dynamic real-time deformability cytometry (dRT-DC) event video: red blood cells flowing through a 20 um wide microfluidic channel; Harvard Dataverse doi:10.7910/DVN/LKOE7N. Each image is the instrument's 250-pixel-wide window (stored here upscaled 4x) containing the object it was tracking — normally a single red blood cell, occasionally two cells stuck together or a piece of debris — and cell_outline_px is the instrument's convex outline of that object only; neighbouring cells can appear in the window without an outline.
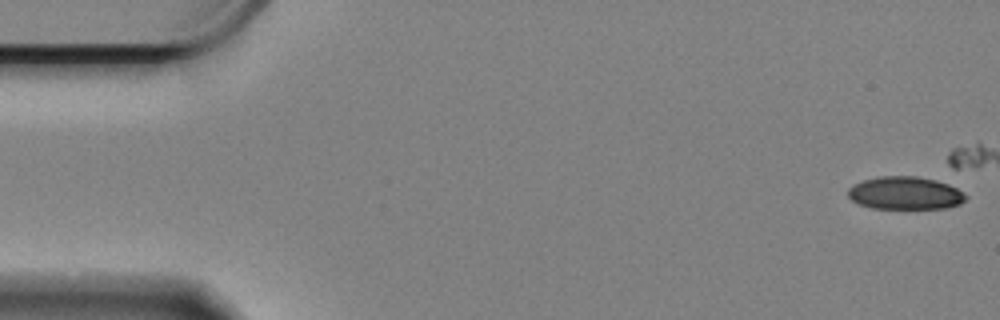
{"species": "Egyptian fruit bat (a non-hibernating species)", "species_latin": "Rousettus aegyptiacus", "temperature_condition": "cold", "stored_images_in_passage": 3, "camera_frame_rate_fps": 3000, "um_per_image_px": 0.085, "animal": {"sex": "female"}, "frame": {"image": 1, "passage_image": 1, "time_ms": 0.0, "image_size_px": [1000, 320], "cell_outline_px": [[968, 196], [960, 204], [944, 208], [872, 208], [860, 204], [852, 200], [848, 196], [848, 188], [852, 184], [876, 176], [916, 176], [948, 180], [964, 192]], "centroid_in_image_um": [77.01, 16.38], "position_along_channel_um": 8.0, "area_um2": 23.12}}